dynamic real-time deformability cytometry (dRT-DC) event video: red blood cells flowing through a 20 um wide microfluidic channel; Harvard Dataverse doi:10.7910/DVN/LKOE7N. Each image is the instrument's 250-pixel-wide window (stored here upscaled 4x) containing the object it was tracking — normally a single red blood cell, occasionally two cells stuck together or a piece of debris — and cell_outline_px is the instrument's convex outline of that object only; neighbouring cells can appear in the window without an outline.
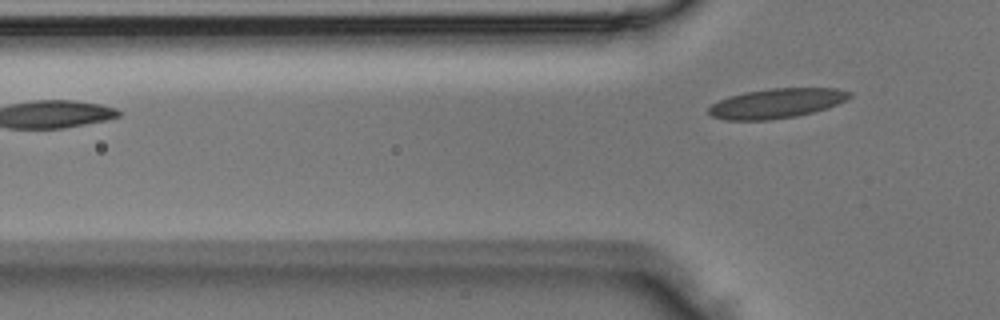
{"species": "Egyptian fruit bat (a non-hibernating species)", "species_latin": "Rousettus aegyptiacus", "temperature_condition": "room temperature", "stored_images_in_passage": 2, "camera_frame_rate_fps": 3000, "um_per_image_px": 0.085, "animal": {"sex": "male"}, "frame": {"image": 1, "passage_image": 2, "time_ms": 0.333, "image_size_px": [1000, 320], "cell_outline_px": [[852, 96], [848, 100], [812, 112], [796, 116], [768, 120], [724, 120], [712, 116], [708, 112], [708, 108], [712, 104], [728, 96], [744, 92], [768, 88], [836, 88], [852, 92]], "centroid_in_image_um": [66.0, 8.77], "position_along_channel_um": 59.8, "area_um2": 24.39}}